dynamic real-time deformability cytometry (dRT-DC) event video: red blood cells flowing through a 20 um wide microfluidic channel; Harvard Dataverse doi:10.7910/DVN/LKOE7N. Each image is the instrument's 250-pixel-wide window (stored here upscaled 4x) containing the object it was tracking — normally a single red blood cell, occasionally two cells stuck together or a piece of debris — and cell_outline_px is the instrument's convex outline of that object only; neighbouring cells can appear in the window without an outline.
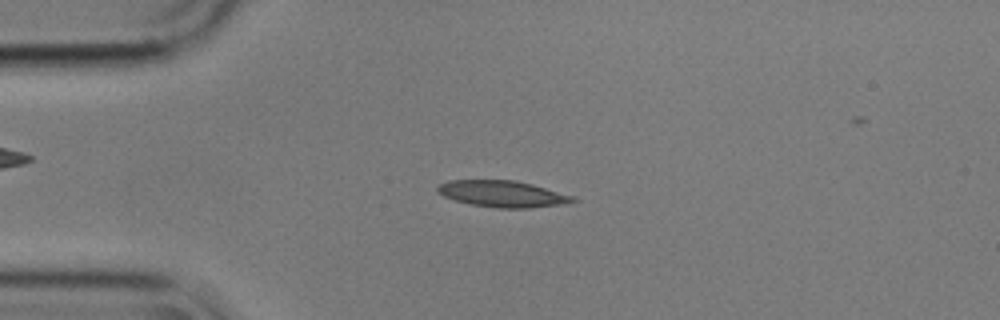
{"species": "common noctule bat (a hibernating species)", "species_latin": "Nyctalus noctula", "temperature_condition": "cold", "stored_images_in_passage": 54, "camera_frame_rate_fps": 3000, "um_per_image_px": 0.085, "animal": {"sex": "male", "body_mass_g": 17.9}, "frame": {"image": 1, "passage_image": 12, "time_ms": 3.667, "image_size_px": [1000, 320], "cell_outline_px": [[576, 200], [568, 204], [528, 208], [496, 208], [468, 204], [444, 196], [436, 192], [436, 188], [440, 184], [448, 180], [516, 180], [532, 184], [576, 196]], "centroid_in_image_um": [42.74, 16.48], "position_along_channel_um": 42.3, "area_um2": 21.1}}
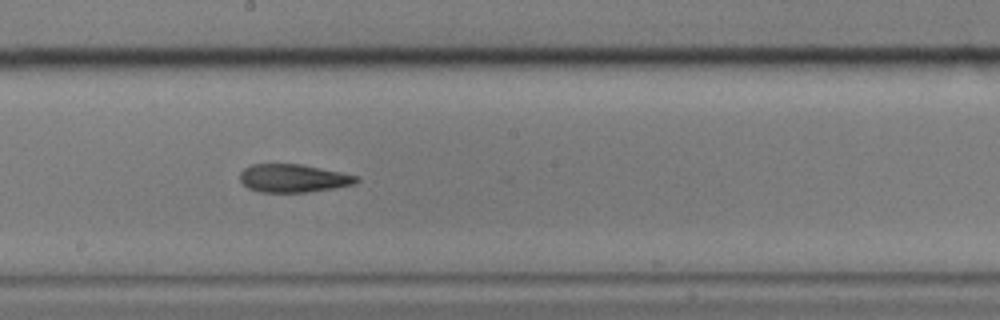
{"frame": {"image": 2, "passage_image": 29, "time_ms": 9.333, "image_size_px": [1000, 320], "cell_outline_px": [[360, 180], [356, 184], [308, 192], [260, 192], [248, 188], [240, 180], [240, 172], [244, 168], [252, 164], [300, 164], [360, 176]], "centroid_in_image_um": [24.94, 15.15], "position_along_channel_um": 223.3, "area_um2": 19.07}}
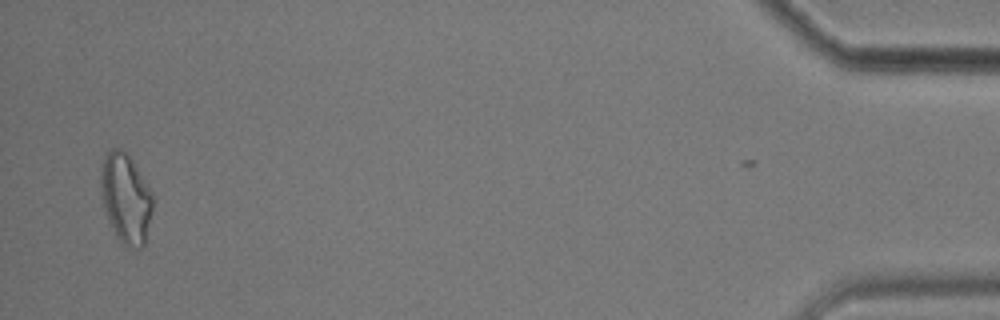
{"frame": {"image": 3, "passage_image": 53, "time_ms": 17.333, "image_size_px": [1000, 320], "cell_outline_px": [[152, 208], [144, 244], [140, 248], [136, 248], [124, 244], [116, 236], [112, 228], [104, 208], [100, 196], [100, 172], [108, 148], [120, 148], [132, 160], [152, 192]], "centroid_in_image_um": [10.66, 16.83], "position_along_channel_um": 424.5, "area_um2": 26.82}, "authors_computed_cell_mechanics": {"area_um2": 19.7387, "velocity_mm_per_s": 3.562, "shape_relaxation_time_tau1_ms": null, "shape_relaxation_time_tau2_ms": 4.5162, "deformation_change_tau1": null, "deformation_change_tau2": 0.1417}}